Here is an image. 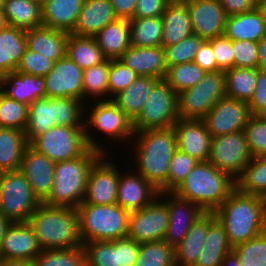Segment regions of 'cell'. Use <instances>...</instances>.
Instances as JSON below:
<instances>
[{
	"label": "cell",
	"mask_w": 266,
	"mask_h": 266,
	"mask_svg": "<svg viewBox=\"0 0 266 266\" xmlns=\"http://www.w3.org/2000/svg\"><path fill=\"white\" fill-rule=\"evenodd\" d=\"M232 247L266 231V199L235 188L214 212Z\"/></svg>",
	"instance_id": "6da1fadb"
},
{
	"label": "cell",
	"mask_w": 266,
	"mask_h": 266,
	"mask_svg": "<svg viewBox=\"0 0 266 266\" xmlns=\"http://www.w3.org/2000/svg\"><path fill=\"white\" fill-rule=\"evenodd\" d=\"M134 134L131 138L138 139L134 140L132 152L136 153L138 173L160 193H168L169 166L177 150L174 128L134 131Z\"/></svg>",
	"instance_id": "7a4b0ae2"
},
{
	"label": "cell",
	"mask_w": 266,
	"mask_h": 266,
	"mask_svg": "<svg viewBox=\"0 0 266 266\" xmlns=\"http://www.w3.org/2000/svg\"><path fill=\"white\" fill-rule=\"evenodd\" d=\"M235 188L234 179L206 161L199 162L174 193L199 206L205 213H214Z\"/></svg>",
	"instance_id": "3957f363"
},
{
	"label": "cell",
	"mask_w": 266,
	"mask_h": 266,
	"mask_svg": "<svg viewBox=\"0 0 266 266\" xmlns=\"http://www.w3.org/2000/svg\"><path fill=\"white\" fill-rule=\"evenodd\" d=\"M27 222L43 250L82 245L76 208L49 206L41 202Z\"/></svg>",
	"instance_id": "277c9868"
},
{
	"label": "cell",
	"mask_w": 266,
	"mask_h": 266,
	"mask_svg": "<svg viewBox=\"0 0 266 266\" xmlns=\"http://www.w3.org/2000/svg\"><path fill=\"white\" fill-rule=\"evenodd\" d=\"M105 154L88 148L81 156L55 164L54 185L43 203L49 206L77 208L84 199L92 165Z\"/></svg>",
	"instance_id": "5b68a950"
},
{
	"label": "cell",
	"mask_w": 266,
	"mask_h": 266,
	"mask_svg": "<svg viewBox=\"0 0 266 266\" xmlns=\"http://www.w3.org/2000/svg\"><path fill=\"white\" fill-rule=\"evenodd\" d=\"M76 211L82 244L127 237L130 212L118 204L101 206L82 202Z\"/></svg>",
	"instance_id": "8992f818"
},
{
	"label": "cell",
	"mask_w": 266,
	"mask_h": 266,
	"mask_svg": "<svg viewBox=\"0 0 266 266\" xmlns=\"http://www.w3.org/2000/svg\"><path fill=\"white\" fill-rule=\"evenodd\" d=\"M82 101L75 98H38L28 107L24 129L30 143L54 126H84ZM83 114V115H82Z\"/></svg>",
	"instance_id": "52a82bcc"
},
{
	"label": "cell",
	"mask_w": 266,
	"mask_h": 266,
	"mask_svg": "<svg viewBox=\"0 0 266 266\" xmlns=\"http://www.w3.org/2000/svg\"><path fill=\"white\" fill-rule=\"evenodd\" d=\"M225 96L224 71L207 72L195 86L177 94L179 119H203Z\"/></svg>",
	"instance_id": "ba28073f"
},
{
	"label": "cell",
	"mask_w": 266,
	"mask_h": 266,
	"mask_svg": "<svg viewBox=\"0 0 266 266\" xmlns=\"http://www.w3.org/2000/svg\"><path fill=\"white\" fill-rule=\"evenodd\" d=\"M41 202L20 170L2 172L0 213L11 222H26Z\"/></svg>",
	"instance_id": "9c48e42d"
},
{
	"label": "cell",
	"mask_w": 266,
	"mask_h": 266,
	"mask_svg": "<svg viewBox=\"0 0 266 266\" xmlns=\"http://www.w3.org/2000/svg\"><path fill=\"white\" fill-rule=\"evenodd\" d=\"M178 119L177 93L162 79L155 84L142 112L133 121V130L168 129Z\"/></svg>",
	"instance_id": "30bf717a"
},
{
	"label": "cell",
	"mask_w": 266,
	"mask_h": 266,
	"mask_svg": "<svg viewBox=\"0 0 266 266\" xmlns=\"http://www.w3.org/2000/svg\"><path fill=\"white\" fill-rule=\"evenodd\" d=\"M29 145L54 163L75 159L89 148L84 126H54Z\"/></svg>",
	"instance_id": "8fae6325"
},
{
	"label": "cell",
	"mask_w": 266,
	"mask_h": 266,
	"mask_svg": "<svg viewBox=\"0 0 266 266\" xmlns=\"http://www.w3.org/2000/svg\"><path fill=\"white\" fill-rule=\"evenodd\" d=\"M88 113L87 123L84 122L85 139L89 148L99 150L105 154L107 150L97 144L92 138L89 128L104 132L109 137L119 140L130 139L134 135L133 121L111 99H99ZM86 125V126H85ZM89 132V133H88ZM127 138V139H126Z\"/></svg>",
	"instance_id": "7c38bea8"
},
{
	"label": "cell",
	"mask_w": 266,
	"mask_h": 266,
	"mask_svg": "<svg viewBox=\"0 0 266 266\" xmlns=\"http://www.w3.org/2000/svg\"><path fill=\"white\" fill-rule=\"evenodd\" d=\"M252 158L243 130L211 138L208 161L235 181Z\"/></svg>",
	"instance_id": "4fadbf2b"
},
{
	"label": "cell",
	"mask_w": 266,
	"mask_h": 266,
	"mask_svg": "<svg viewBox=\"0 0 266 266\" xmlns=\"http://www.w3.org/2000/svg\"><path fill=\"white\" fill-rule=\"evenodd\" d=\"M169 223L167 205L158 197L142 209L131 211L127 237L139 244L165 239Z\"/></svg>",
	"instance_id": "5bb4252c"
},
{
	"label": "cell",
	"mask_w": 266,
	"mask_h": 266,
	"mask_svg": "<svg viewBox=\"0 0 266 266\" xmlns=\"http://www.w3.org/2000/svg\"><path fill=\"white\" fill-rule=\"evenodd\" d=\"M251 116L247 102L223 97L203 117L212 138L244 130Z\"/></svg>",
	"instance_id": "9a60e30c"
},
{
	"label": "cell",
	"mask_w": 266,
	"mask_h": 266,
	"mask_svg": "<svg viewBox=\"0 0 266 266\" xmlns=\"http://www.w3.org/2000/svg\"><path fill=\"white\" fill-rule=\"evenodd\" d=\"M83 71L67 55L57 60L44 77L46 97L83 101Z\"/></svg>",
	"instance_id": "2e32d148"
},
{
	"label": "cell",
	"mask_w": 266,
	"mask_h": 266,
	"mask_svg": "<svg viewBox=\"0 0 266 266\" xmlns=\"http://www.w3.org/2000/svg\"><path fill=\"white\" fill-rule=\"evenodd\" d=\"M101 156L91 167L83 202L95 205L116 204L120 171Z\"/></svg>",
	"instance_id": "e0dca14e"
},
{
	"label": "cell",
	"mask_w": 266,
	"mask_h": 266,
	"mask_svg": "<svg viewBox=\"0 0 266 266\" xmlns=\"http://www.w3.org/2000/svg\"><path fill=\"white\" fill-rule=\"evenodd\" d=\"M55 164L30 145L24 151L19 170L26 177L33 194L40 202L49 196L54 185Z\"/></svg>",
	"instance_id": "ac0fdd59"
},
{
	"label": "cell",
	"mask_w": 266,
	"mask_h": 266,
	"mask_svg": "<svg viewBox=\"0 0 266 266\" xmlns=\"http://www.w3.org/2000/svg\"><path fill=\"white\" fill-rule=\"evenodd\" d=\"M194 34L205 40L224 35L227 15L218 0H184Z\"/></svg>",
	"instance_id": "d6986e66"
},
{
	"label": "cell",
	"mask_w": 266,
	"mask_h": 266,
	"mask_svg": "<svg viewBox=\"0 0 266 266\" xmlns=\"http://www.w3.org/2000/svg\"><path fill=\"white\" fill-rule=\"evenodd\" d=\"M171 195L166 201H163L168 208L169 223L165 235L167 241L173 247H176L187 235L191 226L201 218L205 212L189 200L178 197L174 192L159 193V198L165 195Z\"/></svg>",
	"instance_id": "ffe728a7"
},
{
	"label": "cell",
	"mask_w": 266,
	"mask_h": 266,
	"mask_svg": "<svg viewBox=\"0 0 266 266\" xmlns=\"http://www.w3.org/2000/svg\"><path fill=\"white\" fill-rule=\"evenodd\" d=\"M173 128L177 149L199 162L209 160L212 137L202 119H178Z\"/></svg>",
	"instance_id": "44dd1931"
},
{
	"label": "cell",
	"mask_w": 266,
	"mask_h": 266,
	"mask_svg": "<svg viewBox=\"0 0 266 266\" xmlns=\"http://www.w3.org/2000/svg\"><path fill=\"white\" fill-rule=\"evenodd\" d=\"M43 249L28 222H12L0 247V258L34 261Z\"/></svg>",
	"instance_id": "7402d4cb"
},
{
	"label": "cell",
	"mask_w": 266,
	"mask_h": 266,
	"mask_svg": "<svg viewBox=\"0 0 266 266\" xmlns=\"http://www.w3.org/2000/svg\"><path fill=\"white\" fill-rule=\"evenodd\" d=\"M159 193V190L139 173L120 175L116 204L129 212L136 211L152 203Z\"/></svg>",
	"instance_id": "603a6c76"
},
{
	"label": "cell",
	"mask_w": 266,
	"mask_h": 266,
	"mask_svg": "<svg viewBox=\"0 0 266 266\" xmlns=\"http://www.w3.org/2000/svg\"><path fill=\"white\" fill-rule=\"evenodd\" d=\"M138 76L164 79L167 73L164 50L162 46L134 47L130 46L119 58Z\"/></svg>",
	"instance_id": "cb8c5ba5"
},
{
	"label": "cell",
	"mask_w": 266,
	"mask_h": 266,
	"mask_svg": "<svg viewBox=\"0 0 266 266\" xmlns=\"http://www.w3.org/2000/svg\"><path fill=\"white\" fill-rule=\"evenodd\" d=\"M5 85L10 88H3ZM0 91L9 99L29 107L36 99L46 97L45 78L19 71L9 72L0 78Z\"/></svg>",
	"instance_id": "d4e9b609"
},
{
	"label": "cell",
	"mask_w": 266,
	"mask_h": 266,
	"mask_svg": "<svg viewBox=\"0 0 266 266\" xmlns=\"http://www.w3.org/2000/svg\"><path fill=\"white\" fill-rule=\"evenodd\" d=\"M162 47H168L194 34L188 7L184 1L169 2L163 12Z\"/></svg>",
	"instance_id": "484cf974"
},
{
	"label": "cell",
	"mask_w": 266,
	"mask_h": 266,
	"mask_svg": "<svg viewBox=\"0 0 266 266\" xmlns=\"http://www.w3.org/2000/svg\"><path fill=\"white\" fill-rule=\"evenodd\" d=\"M266 34V15L257 6L254 10L226 18L224 35L232 41L259 42Z\"/></svg>",
	"instance_id": "4316f807"
},
{
	"label": "cell",
	"mask_w": 266,
	"mask_h": 266,
	"mask_svg": "<svg viewBox=\"0 0 266 266\" xmlns=\"http://www.w3.org/2000/svg\"><path fill=\"white\" fill-rule=\"evenodd\" d=\"M68 36L66 31L43 25L25 30L27 48L55 62L66 55Z\"/></svg>",
	"instance_id": "83f0119b"
},
{
	"label": "cell",
	"mask_w": 266,
	"mask_h": 266,
	"mask_svg": "<svg viewBox=\"0 0 266 266\" xmlns=\"http://www.w3.org/2000/svg\"><path fill=\"white\" fill-rule=\"evenodd\" d=\"M116 19L109 0H84L77 24L71 34L95 36Z\"/></svg>",
	"instance_id": "f1b7e54d"
},
{
	"label": "cell",
	"mask_w": 266,
	"mask_h": 266,
	"mask_svg": "<svg viewBox=\"0 0 266 266\" xmlns=\"http://www.w3.org/2000/svg\"><path fill=\"white\" fill-rule=\"evenodd\" d=\"M84 0H46L42 25L71 33L77 24Z\"/></svg>",
	"instance_id": "f546056e"
},
{
	"label": "cell",
	"mask_w": 266,
	"mask_h": 266,
	"mask_svg": "<svg viewBox=\"0 0 266 266\" xmlns=\"http://www.w3.org/2000/svg\"><path fill=\"white\" fill-rule=\"evenodd\" d=\"M107 59H119L130 45V25L127 19L117 18L94 36Z\"/></svg>",
	"instance_id": "4dcf8cb0"
},
{
	"label": "cell",
	"mask_w": 266,
	"mask_h": 266,
	"mask_svg": "<svg viewBox=\"0 0 266 266\" xmlns=\"http://www.w3.org/2000/svg\"><path fill=\"white\" fill-rule=\"evenodd\" d=\"M159 80L156 77L138 76L128 88L111 100L134 121L142 112L148 95Z\"/></svg>",
	"instance_id": "1f68e13d"
},
{
	"label": "cell",
	"mask_w": 266,
	"mask_h": 266,
	"mask_svg": "<svg viewBox=\"0 0 266 266\" xmlns=\"http://www.w3.org/2000/svg\"><path fill=\"white\" fill-rule=\"evenodd\" d=\"M26 49L24 29L8 25L0 30V78L16 70Z\"/></svg>",
	"instance_id": "d6a6232c"
},
{
	"label": "cell",
	"mask_w": 266,
	"mask_h": 266,
	"mask_svg": "<svg viewBox=\"0 0 266 266\" xmlns=\"http://www.w3.org/2000/svg\"><path fill=\"white\" fill-rule=\"evenodd\" d=\"M28 145L24 131L0 127V171L19 170Z\"/></svg>",
	"instance_id": "836d02e7"
},
{
	"label": "cell",
	"mask_w": 266,
	"mask_h": 266,
	"mask_svg": "<svg viewBox=\"0 0 266 266\" xmlns=\"http://www.w3.org/2000/svg\"><path fill=\"white\" fill-rule=\"evenodd\" d=\"M207 236V213L190 228L185 238L174 247L176 266H194Z\"/></svg>",
	"instance_id": "e575fe53"
},
{
	"label": "cell",
	"mask_w": 266,
	"mask_h": 266,
	"mask_svg": "<svg viewBox=\"0 0 266 266\" xmlns=\"http://www.w3.org/2000/svg\"><path fill=\"white\" fill-rule=\"evenodd\" d=\"M66 55L83 70L107 59L94 36H79L71 33L66 42Z\"/></svg>",
	"instance_id": "d590c367"
},
{
	"label": "cell",
	"mask_w": 266,
	"mask_h": 266,
	"mask_svg": "<svg viewBox=\"0 0 266 266\" xmlns=\"http://www.w3.org/2000/svg\"><path fill=\"white\" fill-rule=\"evenodd\" d=\"M3 11L9 26L24 30L42 26V7L30 0H5Z\"/></svg>",
	"instance_id": "8d00e7d4"
},
{
	"label": "cell",
	"mask_w": 266,
	"mask_h": 266,
	"mask_svg": "<svg viewBox=\"0 0 266 266\" xmlns=\"http://www.w3.org/2000/svg\"><path fill=\"white\" fill-rule=\"evenodd\" d=\"M224 74L226 96L249 103L256 87L257 68L233 67Z\"/></svg>",
	"instance_id": "74e56055"
},
{
	"label": "cell",
	"mask_w": 266,
	"mask_h": 266,
	"mask_svg": "<svg viewBox=\"0 0 266 266\" xmlns=\"http://www.w3.org/2000/svg\"><path fill=\"white\" fill-rule=\"evenodd\" d=\"M128 21L130 25L131 46H161L163 34L162 17L132 18Z\"/></svg>",
	"instance_id": "f35d334b"
},
{
	"label": "cell",
	"mask_w": 266,
	"mask_h": 266,
	"mask_svg": "<svg viewBox=\"0 0 266 266\" xmlns=\"http://www.w3.org/2000/svg\"><path fill=\"white\" fill-rule=\"evenodd\" d=\"M236 188L245 194L266 199V155L253 157L236 180Z\"/></svg>",
	"instance_id": "ab89813d"
},
{
	"label": "cell",
	"mask_w": 266,
	"mask_h": 266,
	"mask_svg": "<svg viewBox=\"0 0 266 266\" xmlns=\"http://www.w3.org/2000/svg\"><path fill=\"white\" fill-rule=\"evenodd\" d=\"M134 266H176L174 247L164 239L140 244Z\"/></svg>",
	"instance_id": "60d3db41"
},
{
	"label": "cell",
	"mask_w": 266,
	"mask_h": 266,
	"mask_svg": "<svg viewBox=\"0 0 266 266\" xmlns=\"http://www.w3.org/2000/svg\"><path fill=\"white\" fill-rule=\"evenodd\" d=\"M35 266H87L83 244L65 249L42 250L34 259Z\"/></svg>",
	"instance_id": "b9f144b4"
},
{
	"label": "cell",
	"mask_w": 266,
	"mask_h": 266,
	"mask_svg": "<svg viewBox=\"0 0 266 266\" xmlns=\"http://www.w3.org/2000/svg\"><path fill=\"white\" fill-rule=\"evenodd\" d=\"M205 74L206 72L192 61L167 68L164 80L178 94L195 86Z\"/></svg>",
	"instance_id": "7bdbcfd3"
},
{
	"label": "cell",
	"mask_w": 266,
	"mask_h": 266,
	"mask_svg": "<svg viewBox=\"0 0 266 266\" xmlns=\"http://www.w3.org/2000/svg\"><path fill=\"white\" fill-rule=\"evenodd\" d=\"M87 266H119V239L83 244Z\"/></svg>",
	"instance_id": "ee69618b"
},
{
	"label": "cell",
	"mask_w": 266,
	"mask_h": 266,
	"mask_svg": "<svg viewBox=\"0 0 266 266\" xmlns=\"http://www.w3.org/2000/svg\"><path fill=\"white\" fill-rule=\"evenodd\" d=\"M110 69V59L86 68L83 71V101L87 96L99 98L101 95L109 94L108 72Z\"/></svg>",
	"instance_id": "f6af8a7d"
},
{
	"label": "cell",
	"mask_w": 266,
	"mask_h": 266,
	"mask_svg": "<svg viewBox=\"0 0 266 266\" xmlns=\"http://www.w3.org/2000/svg\"><path fill=\"white\" fill-rule=\"evenodd\" d=\"M241 266H266V231L233 247Z\"/></svg>",
	"instance_id": "bcb514c9"
},
{
	"label": "cell",
	"mask_w": 266,
	"mask_h": 266,
	"mask_svg": "<svg viewBox=\"0 0 266 266\" xmlns=\"http://www.w3.org/2000/svg\"><path fill=\"white\" fill-rule=\"evenodd\" d=\"M205 39L198 35L185 38L177 44L163 47L167 68L194 61L195 55Z\"/></svg>",
	"instance_id": "7dc6e473"
},
{
	"label": "cell",
	"mask_w": 266,
	"mask_h": 266,
	"mask_svg": "<svg viewBox=\"0 0 266 266\" xmlns=\"http://www.w3.org/2000/svg\"><path fill=\"white\" fill-rule=\"evenodd\" d=\"M28 106L9 99L0 91V127L24 131L27 124Z\"/></svg>",
	"instance_id": "c3c4849f"
},
{
	"label": "cell",
	"mask_w": 266,
	"mask_h": 266,
	"mask_svg": "<svg viewBox=\"0 0 266 266\" xmlns=\"http://www.w3.org/2000/svg\"><path fill=\"white\" fill-rule=\"evenodd\" d=\"M199 163L195 158L177 149L172 156L168 171V193L174 192L192 169Z\"/></svg>",
	"instance_id": "681fc988"
},
{
	"label": "cell",
	"mask_w": 266,
	"mask_h": 266,
	"mask_svg": "<svg viewBox=\"0 0 266 266\" xmlns=\"http://www.w3.org/2000/svg\"><path fill=\"white\" fill-rule=\"evenodd\" d=\"M243 131L251 155H266V116L251 115Z\"/></svg>",
	"instance_id": "f907efd6"
},
{
	"label": "cell",
	"mask_w": 266,
	"mask_h": 266,
	"mask_svg": "<svg viewBox=\"0 0 266 266\" xmlns=\"http://www.w3.org/2000/svg\"><path fill=\"white\" fill-rule=\"evenodd\" d=\"M138 75L119 59H110L108 72V90L112 99L119 92L128 88Z\"/></svg>",
	"instance_id": "816d5d0a"
},
{
	"label": "cell",
	"mask_w": 266,
	"mask_h": 266,
	"mask_svg": "<svg viewBox=\"0 0 266 266\" xmlns=\"http://www.w3.org/2000/svg\"><path fill=\"white\" fill-rule=\"evenodd\" d=\"M54 63L55 61L27 48L15 71L45 77Z\"/></svg>",
	"instance_id": "f5cc1de1"
},
{
	"label": "cell",
	"mask_w": 266,
	"mask_h": 266,
	"mask_svg": "<svg viewBox=\"0 0 266 266\" xmlns=\"http://www.w3.org/2000/svg\"><path fill=\"white\" fill-rule=\"evenodd\" d=\"M234 67L258 68V42L232 41Z\"/></svg>",
	"instance_id": "db71d44e"
},
{
	"label": "cell",
	"mask_w": 266,
	"mask_h": 266,
	"mask_svg": "<svg viewBox=\"0 0 266 266\" xmlns=\"http://www.w3.org/2000/svg\"><path fill=\"white\" fill-rule=\"evenodd\" d=\"M212 44L213 54L216 59L217 68L226 71L234 67V54L232 40L225 35L209 40Z\"/></svg>",
	"instance_id": "11a10c76"
},
{
	"label": "cell",
	"mask_w": 266,
	"mask_h": 266,
	"mask_svg": "<svg viewBox=\"0 0 266 266\" xmlns=\"http://www.w3.org/2000/svg\"><path fill=\"white\" fill-rule=\"evenodd\" d=\"M204 244L213 247H232L223 224L214 213H207V236Z\"/></svg>",
	"instance_id": "9f6ffc18"
},
{
	"label": "cell",
	"mask_w": 266,
	"mask_h": 266,
	"mask_svg": "<svg viewBox=\"0 0 266 266\" xmlns=\"http://www.w3.org/2000/svg\"><path fill=\"white\" fill-rule=\"evenodd\" d=\"M248 106L251 115L266 116V70L257 68L256 87Z\"/></svg>",
	"instance_id": "6f0895ef"
},
{
	"label": "cell",
	"mask_w": 266,
	"mask_h": 266,
	"mask_svg": "<svg viewBox=\"0 0 266 266\" xmlns=\"http://www.w3.org/2000/svg\"><path fill=\"white\" fill-rule=\"evenodd\" d=\"M233 247H213L204 244L194 266H221L225 256L232 252Z\"/></svg>",
	"instance_id": "680465c9"
},
{
	"label": "cell",
	"mask_w": 266,
	"mask_h": 266,
	"mask_svg": "<svg viewBox=\"0 0 266 266\" xmlns=\"http://www.w3.org/2000/svg\"><path fill=\"white\" fill-rule=\"evenodd\" d=\"M169 0H137L133 18L161 17Z\"/></svg>",
	"instance_id": "91938a15"
},
{
	"label": "cell",
	"mask_w": 266,
	"mask_h": 266,
	"mask_svg": "<svg viewBox=\"0 0 266 266\" xmlns=\"http://www.w3.org/2000/svg\"><path fill=\"white\" fill-rule=\"evenodd\" d=\"M140 244L128 237L119 239V266H134Z\"/></svg>",
	"instance_id": "94428289"
},
{
	"label": "cell",
	"mask_w": 266,
	"mask_h": 266,
	"mask_svg": "<svg viewBox=\"0 0 266 266\" xmlns=\"http://www.w3.org/2000/svg\"><path fill=\"white\" fill-rule=\"evenodd\" d=\"M193 62L198 64L206 73L219 71L213 54L212 44L209 40H205L202 43Z\"/></svg>",
	"instance_id": "6125c7cd"
},
{
	"label": "cell",
	"mask_w": 266,
	"mask_h": 266,
	"mask_svg": "<svg viewBox=\"0 0 266 266\" xmlns=\"http://www.w3.org/2000/svg\"><path fill=\"white\" fill-rule=\"evenodd\" d=\"M227 17L254 10L258 0H218Z\"/></svg>",
	"instance_id": "be15d7a7"
},
{
	"label": "cell",
	"mask_w": 266,
	"mask_h": 266,
	"mask_svg": "<svg viewBox=\"0 0 266 266\" xmlns=\"http://www.w3.org/2000/svg\"><path fill=\"white\" fill-rule=\"evenodd\" d=\"M114 14L119 19L130 20L135 13L137 0H109Z\"/></svg>",
	"instance_id": "e7e4bbea"
},
{
	"label": "cell",
	"mask_w": 266,
	"mask_h": 266,
	"mask_svg": "<svg viewBox=\"0 0 266 266\" xmlns=\"http://www.w3.org/2000/svg\"><path fill=\"white\" fill-rule=\"evenodd\" d=\"M258 69L266 70V34L258 42Z\"/></svg>",
	"instance_id": "03108f58"
},
{
	"label": "cell",
	"mask_w": 266,
	"mask_h": 266,
	"mask_svg": "<svg viewBox=\"0 0 266 266\" xmlns=\"http://www.w3.org/2000/svg\"><path fill=\"white\" fill-rule=\"evenodd\" d=\"M0 266H35V264L34 261L0 258Z\"/></svg>",
	"instance_id": "003e7915"
},
{
	"label": "cell",
	"mask_w": 266,
	"mask_h": 266,
	"mask_svg": "<svg viewBox=\"0 0 266 266\" xmlns=\"http://www.w3.org/2000/svg\"><path fill=\"white\" fill-rule=\"evenodd\" d=\"M221 266H241V265H240L238 257L232 251L225 256L224 260L222 261Z\"/></svg>",
	"instance_id": "a7ac6f4b"
},
{
	"label": "cell",
	"mask_w": 266,
	"mask_h": 266,
	"mask_svg": "<svg viewBox=\"0 0 266 266\" xmlns=\"http://www.w3.org/2000/svg\"><path fill=\"white\" fill-rule=\"evenodd\" d=\"M11 221L8 218H5L1 213H0V247L2 244V240L5 236V233L8 229V227L11 225Z\"/></svg>",
	"instance_id": "89a4df30"
},
{
	"label": "cell",
	"mask_w": 266,
	"mask_h": 266,
	"mask_svg": "<svg viewBox=\"0 0 266 266\" xmlns=\"http://www.w3.org/2000/svg\"><path fill=\"white\" fill-rule=\"evenodd\" d=\"M8 26V22L6 20L3 8H0V30L6 28Z\"/></svg>",
	"instance_id": "2644e50d"
},
{
	"label": "cell",
	"mask_w": 266,
	"mask_h": 266,
	"mask_svg": "<svg viewBox=\"0 0 266 266\" xmlns=\"http://www.w3.org/2000/svg\"><path fill=\"white\" fill-rule=\"evenodd\" d=\"M258 6L263 10L266 15V0H258Z\"/></svg>",
	"instance_id": "8c879c8a"
},
{
	"label": "cell",
	"mask_w": 266,
	"mask_h": 266,
	"mask_svg": "<svg viewBox=\"0 0 266 266\" xmlns=\"http://www.w3.org/2000/svg\"><path fill=\"white\" fill-rule=\"evenodd\" d=\"M34 3L39 4L41 7L45 4L46 0H30Z\"/></svg>",
	"instance_id": "753ad0ef"
},
{
	"label": "cell",
	"mask_w": 266,
	"mask_h": 266,
	"mask_svg": "<svg viewBox=\"0 0 266 266\" xmlns=\"http://www.w3.org/2000/svg\"><path fill=\"white\" fill-rule=\"evenodd\" d=\"M4 1H5V0H0V8L3 7Z\"/></svg>",
	"instance_id": "34e18365"
},
{
	"label": "cell",
	"mask_w": 266,
	"mask_h": 266,
	"mask_svg": "<svg viewBox=\"0 0 266 266\" xmlns=\"http://www.w3.org/2000/svg\"><path fill=\"white\" fill-rule=\"evenodd\" d=\"M170 2H174V1H184V0H169Z\"/></svg>",
	"instance_id": "11e5206c"
}]
</instances>
